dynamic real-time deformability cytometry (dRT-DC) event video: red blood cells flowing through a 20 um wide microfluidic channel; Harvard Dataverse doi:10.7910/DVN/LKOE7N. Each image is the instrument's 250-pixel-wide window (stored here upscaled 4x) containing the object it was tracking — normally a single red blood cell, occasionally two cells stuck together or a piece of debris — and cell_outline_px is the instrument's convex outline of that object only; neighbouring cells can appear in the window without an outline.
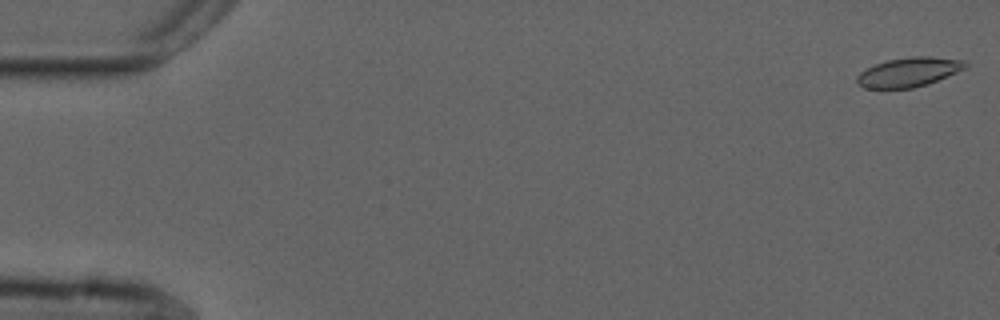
{"species": "common noctule bat (a hibernating species)", "species_latin": "Nyctalus noctula", "temperature_condition": "cold", "stored_images_in_passage": 13, "camera_frame_rate_fps": 3000, "um_per_image_px": 0.085, "animal": {"sex": "male", "forearm_length_mm": 52.5}, "frame": {"image": 1, "passage_image": 1, "time_ms": 0.0, "image_size_px": [1000, 320], "cell_outline_px": [[968, 68], [928, 84], [912, 88], [864, 88], [856, 80], [856, 76], [860, 72], [876, 64], [888, 60], [912, 56], [928, 56], [964, 60], [968, 64]], "centroid_in_image_um": [77.3, 6.12], "position_along_channel_um": 7.7, "area_um2": 18.5}}